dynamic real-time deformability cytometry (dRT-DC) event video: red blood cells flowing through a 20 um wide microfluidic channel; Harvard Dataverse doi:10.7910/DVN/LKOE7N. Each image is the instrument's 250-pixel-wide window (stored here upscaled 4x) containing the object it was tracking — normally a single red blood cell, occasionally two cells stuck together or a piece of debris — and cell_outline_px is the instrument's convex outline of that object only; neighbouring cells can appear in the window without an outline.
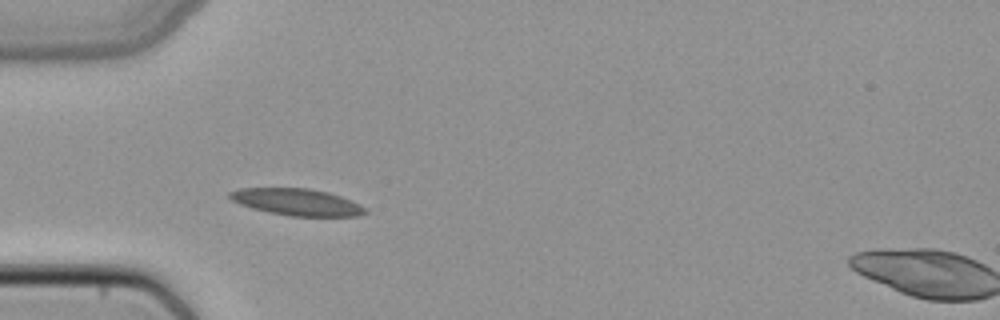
{"species": "common noctule bat (a hibernating species)", "species_latin": "Nyctalus noctula", "temperature_condition": "cold", "stored_images_in_passage": 35, "camera_frame_rate_fps": 3000, "um_per_image_px": 0.085, "animal": {"sex": "female", "body_mass_g": 22.7, "forearm_length_mm": 54.2}, "frame": {"image": 1, "passage_image": 1, "time_ms": 0.0, "image_size_px": [1000, 320], "cell_outline_px": [[368, 212], [360, 216], [292, 216], [268, 212], [252, 208], [240, 204], [232, 200], [228, 196], [228, 192], [240, 188], [308, 188], [328, 192], [340, 196], [360, 204], [368, 208]], "centroid_in_image_um": [25.26, 17.17], "position_along_channel_um": 59.7, "area_um2": 21.21}}
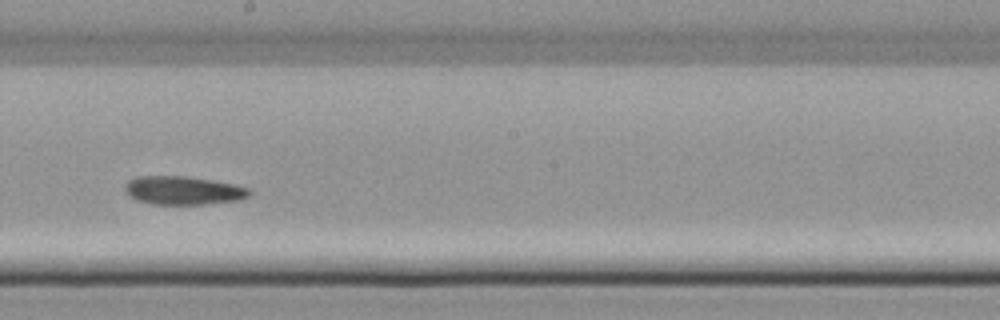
{"frame": {"image": 2, "passage_image": 14, "time_ms": 4.333, "image_size_px": [1000, 320], "cell_outline_px": [[252, 192], [248, 196], [240, 200], [204, 204], [152, 204], [136, 200], [128, 196], [124, 188], [128, 180], [136, 176], [184, 176], [232, 184], [248, 188]], "centroid_in_image_um": [15.52, 16.19], "position_along_channel_um": 232.7, "area_um2": 20.52}}
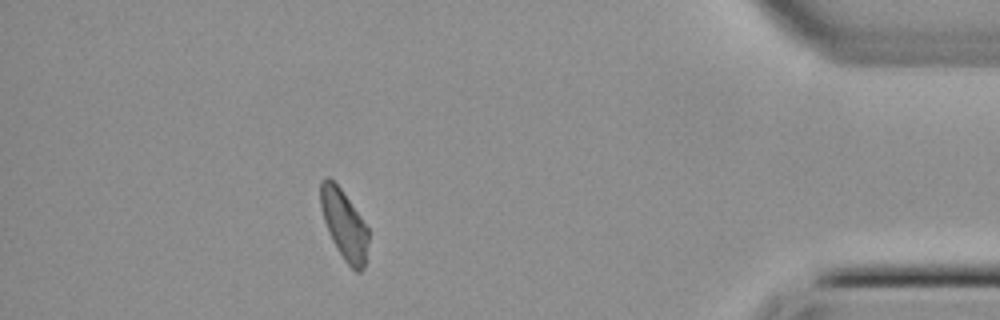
{"frame": {"image": 3, "passage_image": 30, "time_ms": 9.667, "image_size_px": [1000, 320], "cell_outline_px": [[368, 240], [364, 268], [360, 272], [356, 272], [344, 260], [336, 248], [328, 232], [324, 220], [320, 204], [320, 180], [324, 176], [328, 176], [340, 188], [360, 216], [368, 228]], "centroid_in_image_um": [29.23, 19.09], "position_along_channel_um": 406.0, "area_um2": 19.25}}